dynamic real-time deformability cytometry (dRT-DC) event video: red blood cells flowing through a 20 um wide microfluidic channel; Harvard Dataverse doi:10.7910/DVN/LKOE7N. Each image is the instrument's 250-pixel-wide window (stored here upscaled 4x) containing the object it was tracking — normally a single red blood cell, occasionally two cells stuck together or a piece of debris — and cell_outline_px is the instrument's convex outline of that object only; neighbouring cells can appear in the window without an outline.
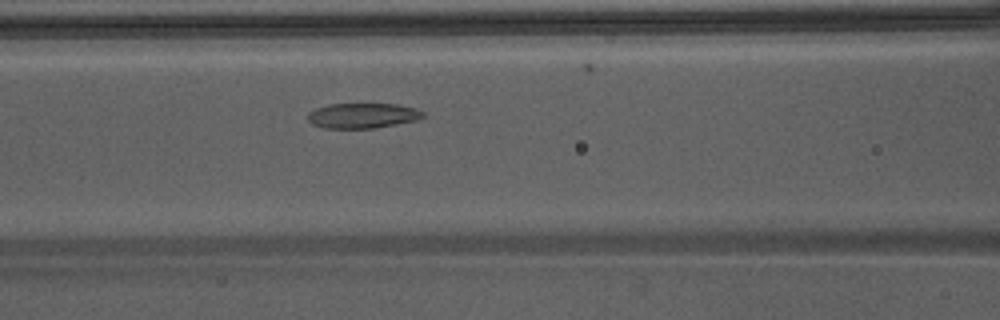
{"species": "Egyptian fruit bat (a non-hibernating species)", "species_latin": "Rousettus aegyptiacus", "temperature_condition": "warm", "stored_images_in_passage": 31, "camera_frame_rate_fps": 3000, "um_per_image_px": 0.085, "animal": {"sex": "male"}, "frame": {"image": 1, "passage_image": 5, "time_ms": 1.333, "image_size_px": [1000, 320], "cell_outline_px": [[424, 116], [416, 120], [396, 124], [372, 128], [324, 128], [312, 124], [308, 120], [308, 112], [316, 108], [328, 104], [396, 104], [416, 108], [424, 112]], "centroid_in_image_um": [30.8, 9.82], "position_along_channel_um": 135.8, "area_um2": 16.82}}
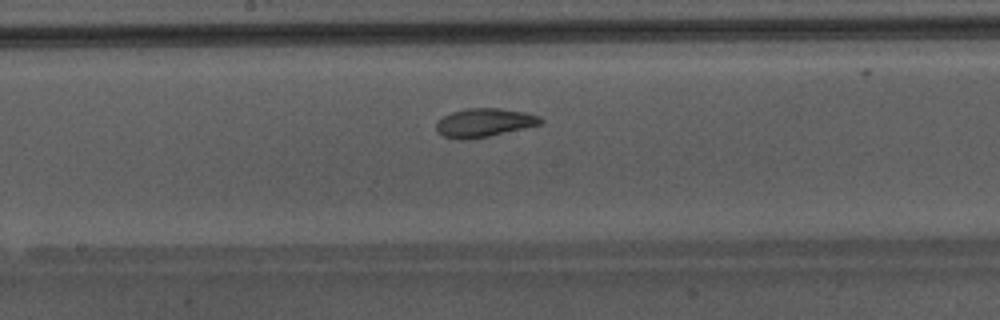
{"frame": {"image": 2, "passage_image": 10, "time_ms": 3.0, "image_size_px": [1000, 320], "cell_outline_px": [[544, 120], [540, 124], [488, 136], [464, 140], [460, 140], [444, 136], [436, 132], [436, 124], [444, 116], [452, 112], [468, 108], [500, 108], [524, 112], [540, 116]], "centroid_in_image_um": [41.14, 10.42], "position_along_channel_um": 207.1, "area_um2": 17.17}, "authors_computed_cell_mechanics": {"area_um2": 17.5712, "velocity_mm_per_s": 4.2821, "shape_relaxation_time_tau1_ms": 4.8064, "shape_relaxation_time_tau2_ms": 1.3942, "deformation_change_tau1": 0.1505, "deformation_change_tau2": 0.0714}}